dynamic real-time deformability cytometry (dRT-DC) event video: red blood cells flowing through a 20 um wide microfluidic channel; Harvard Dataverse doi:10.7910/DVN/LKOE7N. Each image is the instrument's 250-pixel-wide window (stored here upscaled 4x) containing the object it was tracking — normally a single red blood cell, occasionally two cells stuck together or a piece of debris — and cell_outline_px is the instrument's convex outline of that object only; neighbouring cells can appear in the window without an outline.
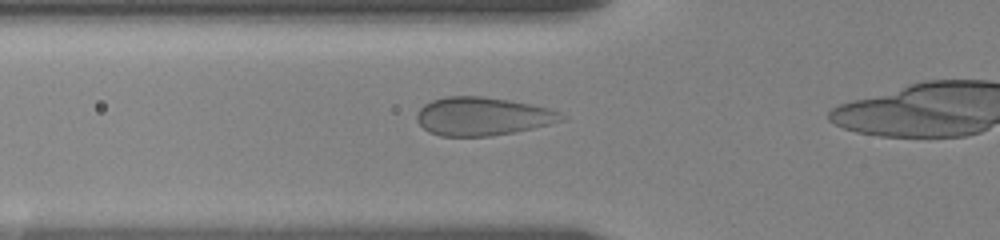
{"species": "human", "species_latin": "Homo sapiens", "temperature_condition": "room temperature", "stored_images_in_passage": 10, "camera_frame_rate_fps": 3000, "um_per_image_px": 0.085, "donor": {"sex": "female"}, "frame": {"image": 1, "passage_image": 2, "time_ms": 0.667, "image_size_px": [1000, 240], "cell_outline_px": [[564, 120], [532, 128], [492, 136], [440, 136], [428, 132], [416, 120], [416, 112], [424, 104], [432, 100], [448, 96], [484, 96], [508, 100], [548, 108], [560, 112]], "centroid_in_image_um": [40.95, 9.89], "position_along_channel_um": 84.9, "area_um2": 32.08}}
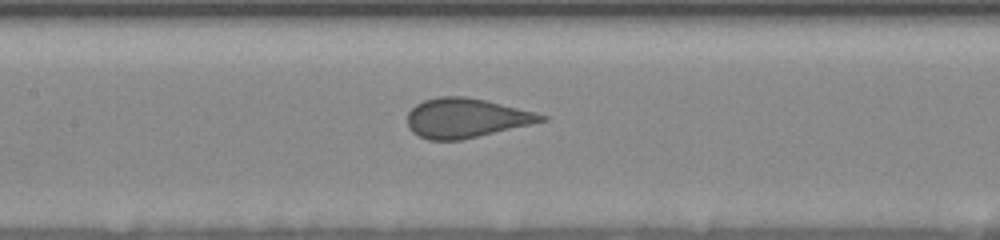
{"frame": {"image": 2, "passage_image": 6, "time_ms": 3.0, "image_size_px": [1000, 240], "cell_outline_px": [[548, 120], [532, 124], [464, 140], [428, 140], [412, 132], [408, 128], [408, 112], [416, 104], [424, 100], [440, 96], [464, 96], [484, 100], [536, 112], [548, 116]], "centroid_in_image_um": [39.62, 10.04], "position_along_channel_um": 167.8, "area_um2": 30.87}}
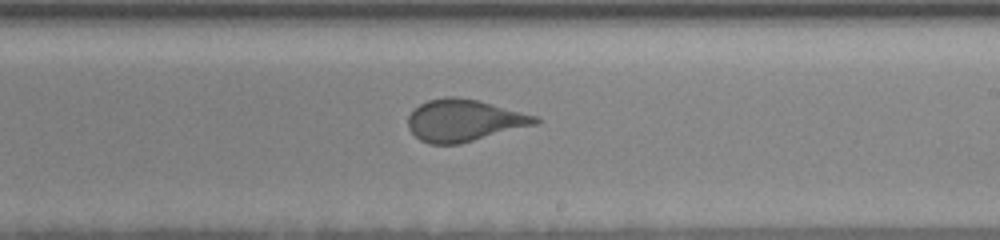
{"frame": {"image": 3, "passage_image": 9, "time_ms": 5.333, "image_size_px": [1000, 240], "cell_outline_px": [[540, 124], [460, 144], [428, 144], [420, 140], [408, 128], [408, 116], [420, 104], [428, 100], [444, 96], [456, 96], [476, 100], [540, 116]], "centroid_in_image_um": [39.49, 10.24], "position_along_channel_um": 249.5, "area_um2": 31.39}}